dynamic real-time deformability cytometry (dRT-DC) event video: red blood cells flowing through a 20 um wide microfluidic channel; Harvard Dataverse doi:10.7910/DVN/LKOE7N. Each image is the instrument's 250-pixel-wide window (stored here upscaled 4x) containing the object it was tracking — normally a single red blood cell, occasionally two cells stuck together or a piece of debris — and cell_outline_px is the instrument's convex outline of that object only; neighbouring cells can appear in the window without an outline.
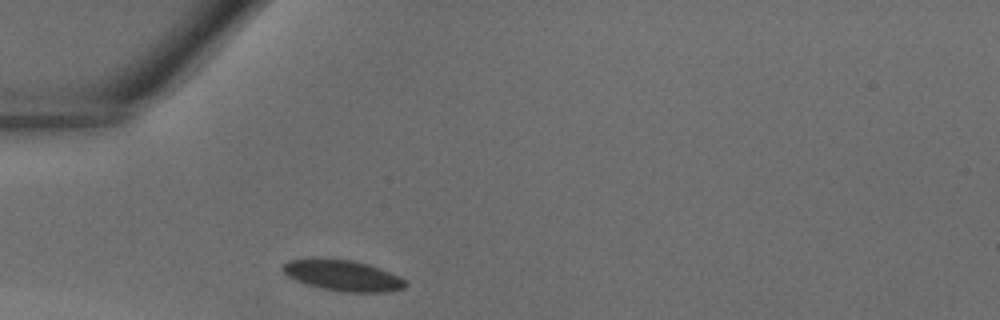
{"species": "common noctule bat (a hibernating species)", "species_latin": "Nyctalus noctula", "temperature_condition": "warm", "stored_images_in_passage": 4, "camera_frame_rate_fps": 3000, "um_per_image_px": 0.085, "animal": {"sex": "male", "body_mass_g": 18.8}, "frame": {"image": 1, "passage_image": 1, "time_ms": 0.0, "image_size_px": [1000, 320], "cell_outline_px": [[408, 284], [404, 288], [388, 292], [344, 292], [324, 288], [308, 284], [296, 280], [288, 276], [280, 268], [288, 260], [312, 256], [352, 260], [368, 264], [380, 268], [400, 276]], "centroid_in_image_um": [29.11, 23.38], "position_along_channel_um": 55.9, "area_um2": 22.43}}
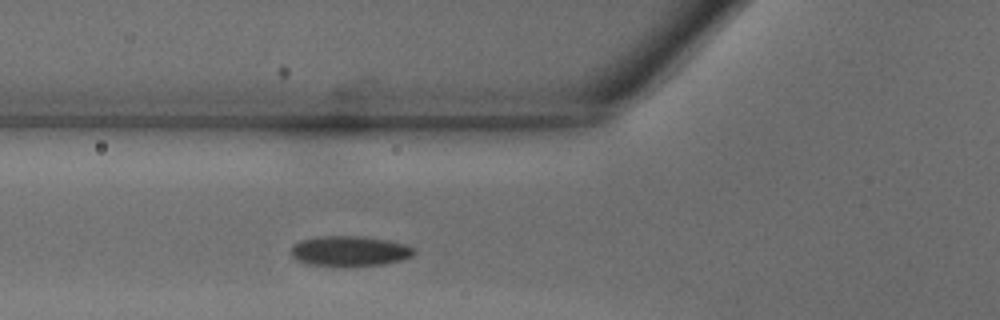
{"frame": {"image": 2, "passage_image": 4, "time_ms": 1.0, "image_size_px": [1000, 320], "cell_outline_px": [[416, 252], [412, 256], [400, 260], [384, 264], [308, 264], [296, 260], [292, 256], [292, 244], [300, 240], [316, 236], [360, 236], [388, 240], [408, 244], [416, 248]], "centroid_in_image_um": [29.75, 21.29], "position_along_channel_um": 96.1, "area_um2": 21.27}}